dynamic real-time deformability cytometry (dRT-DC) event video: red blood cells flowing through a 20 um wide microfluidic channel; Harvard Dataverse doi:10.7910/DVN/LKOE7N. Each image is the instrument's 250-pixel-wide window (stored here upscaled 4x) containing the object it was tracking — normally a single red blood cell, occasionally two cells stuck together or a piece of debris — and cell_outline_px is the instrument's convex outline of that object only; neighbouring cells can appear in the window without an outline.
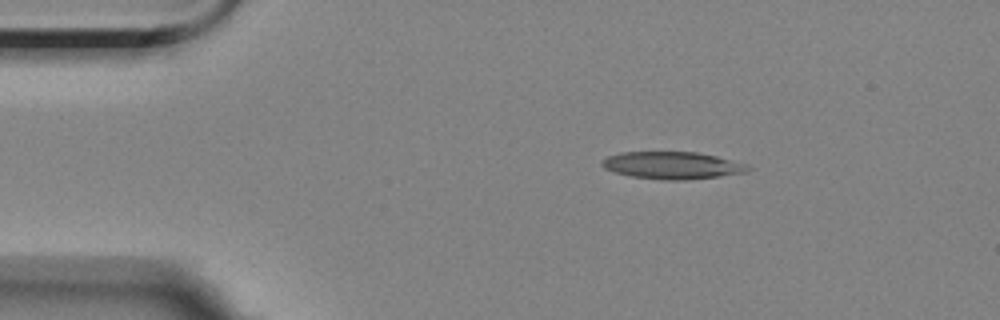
{"species": "Egyptian fruit bat (a non-hibernating species)", "species_latin": "Rousettus aegyptiacus", "temperature_condition": "room temperature", "stored_images_in_passage": 4, "camera_frame_rate_fps": 3000, "um_per_image_px": 0.085, "animal": {"sex": "female"}, "frame": {"image": 1, "passage_image": 2, "time_ms": 1.333, "image_size_px": [1000, 320], "cell_outline_px": [[752, 168], [748, 172], [720, 176], [684, 180], [664, 180], [632, 176], [616, 172], [604, 168], [600, 164], [600, 160], [608, 156], [620, 152], [696, 152], [716, 156], [744, 164]], "centroid_in_image_um": [57.11, 14.05], "position_along_channel_um": 27.9, "area_um2": 23.06}}